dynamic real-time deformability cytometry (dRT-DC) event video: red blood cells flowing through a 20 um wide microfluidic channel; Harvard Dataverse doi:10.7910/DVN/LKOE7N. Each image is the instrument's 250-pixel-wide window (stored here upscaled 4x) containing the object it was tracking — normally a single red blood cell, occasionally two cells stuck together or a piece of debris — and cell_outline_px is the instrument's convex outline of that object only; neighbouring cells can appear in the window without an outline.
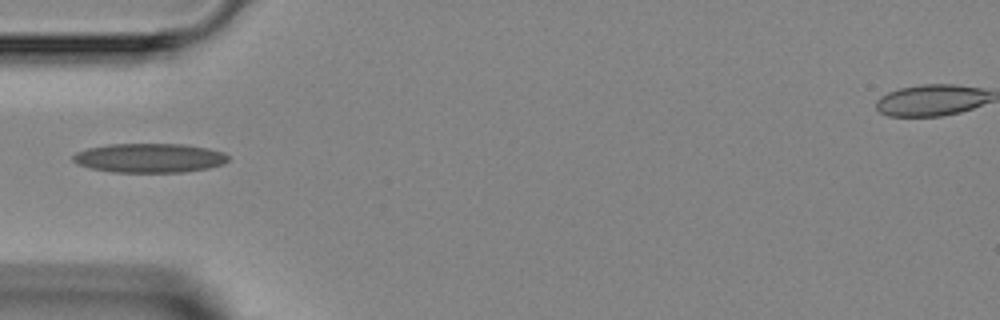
{"species": "Egyptian fruit bat (a non-hibernating species)", "species_latin": "Rousettus aegyptiacus", "temperature_condition": "room temperature", "stored_images_in_passage": 5, "camera_frame_rate_fps": 3000, "um_per_image_px": 0.085, "animal": {"sex": "female"}, "frame": {"image": 1, "passage_image": 5, "time_ms": 4.333, "image_size_px": [1000, 320], "cell_outline_px": [[228, 160], [224, 164], [208, 168], [184, 172], [112, 172], [92, 168], [76, 164], [72, 160], [72, 156], [76, 152], [88, 148], [108, 144], [184, 144], [208, 148], [224, 152], [228, 156]], "centroid_in_image_um": [12.7, 13.42], "position_along_channel_um": 72.3, "area_um2": 26.53}}